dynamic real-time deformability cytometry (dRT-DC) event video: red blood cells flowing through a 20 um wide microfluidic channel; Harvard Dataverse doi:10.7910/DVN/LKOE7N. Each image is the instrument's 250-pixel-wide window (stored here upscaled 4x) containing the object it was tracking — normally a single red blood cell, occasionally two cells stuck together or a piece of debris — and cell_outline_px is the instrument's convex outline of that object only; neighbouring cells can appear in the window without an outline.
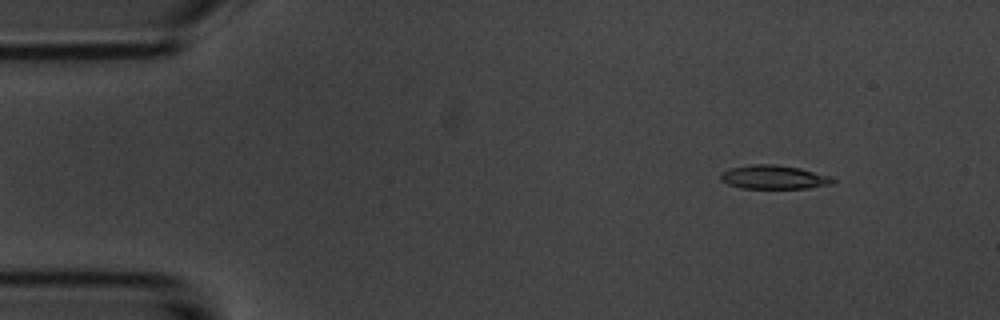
{"species": "common noctule bat (a hibernating species)", "species_latin": "Nyctalus noctula", "temperature_condition": "room temperature", "stored_images_in_passage": 4, "camera_frame_rate_fps": 3000, "um_per_image_px": 0.085, "animal": {"sex": "male", "body_mass_g": 20.1, "forearm_length_mm": 53.5}, "frame": {"image": 1, "passage_image": 1, "time_ms": 0.0, "image_size_px": [1000, 320], "cell_outline_px": [[836, 180], [832, 184], [808, 188], [740, 188], [728, 184], [720, 180], [720, 172], [728, 168], [752, 164], [776, 164], [800, 168], [832, 176]], "centroid_in_image_um": [65.76, 15.05], "position_along_channel_um": 19.2, "area_um2": 15.78}}
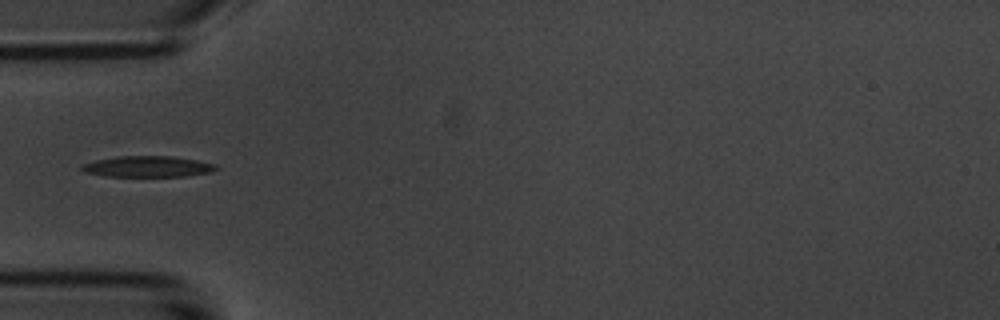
{"frame": {"image": 2, "passage_image": 4, "time_ms": 3.667, "image_size_px": [1000, 320], "cell_outline_px": [[220, 168], [212, 172], [188, 176], [104, 176], [88, 172], [80, 168], [80, 164], [96, 160], [120, 156], [172, 156], [196, 160], [216, 164]], "centroid_in_image_um": [12.6, 14.15], "position_along_channel_um": 72.4, "area_um2": 16.42}}